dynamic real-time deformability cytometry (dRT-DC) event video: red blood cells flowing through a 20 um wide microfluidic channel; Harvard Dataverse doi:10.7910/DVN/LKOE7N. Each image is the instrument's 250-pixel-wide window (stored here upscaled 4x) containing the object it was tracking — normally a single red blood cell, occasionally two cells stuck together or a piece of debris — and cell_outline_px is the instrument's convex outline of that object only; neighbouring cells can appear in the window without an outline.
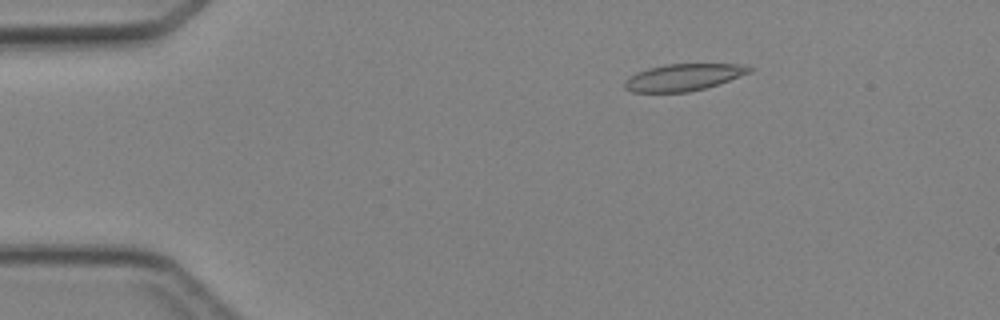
{"species": "Egyptian fruit bat (a non-hibernating species)", "species_latin": "Rousettus aegyptiacus", "temperature_condition": "cold", "stored_images_in_passage": 5, "camera_frame_rate_fps": 3000, "um_per_image_px": 0.085, "animal": {"sex": "female"}, "frame": {"image": 1, "passage_image": 3, "time_ms": 2.333, "image_size_px": [1000, 320], "cell_outline_px": [[756, 68], [752, 72], [704, 88], [688, 92], [632, 92], [624, 88], [624, 80], [628, 76], [636, 72], [648, 68], [664, 64], [740, 64]], "centroid_in_image_um": [58.06, 6.56], "position_along_channel_um": 26.9, "area_um2": 19.59}}
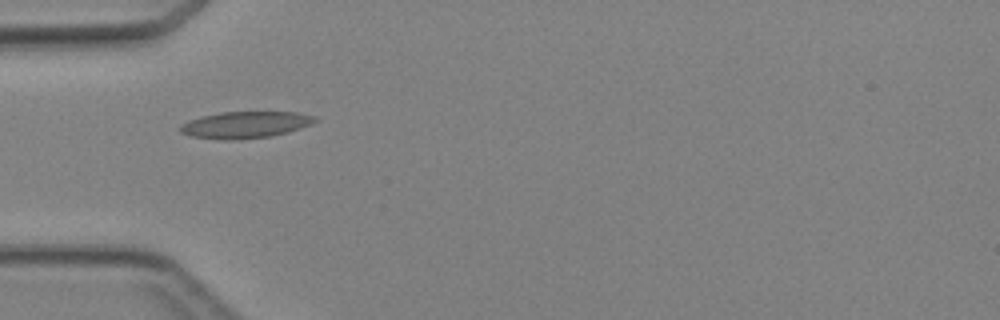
{"frame": {"image": 2, "passage_image": 5, "time_ms": 4.667, "image_size_px": [1000, 320], "cell_outline_px": [[316, 120], [312, 124], [288, 132], [272, 136], [232, 140], [224, 140], [192, 136], [180, 132], [180, 124], [188, 120], [200, 116], [220, 112], [296, 112], [316, 116]], "centroid_in_image_um": [20.83, 10.6], "position_along_channel_um": 64.2, "area_um2": 20.98}}